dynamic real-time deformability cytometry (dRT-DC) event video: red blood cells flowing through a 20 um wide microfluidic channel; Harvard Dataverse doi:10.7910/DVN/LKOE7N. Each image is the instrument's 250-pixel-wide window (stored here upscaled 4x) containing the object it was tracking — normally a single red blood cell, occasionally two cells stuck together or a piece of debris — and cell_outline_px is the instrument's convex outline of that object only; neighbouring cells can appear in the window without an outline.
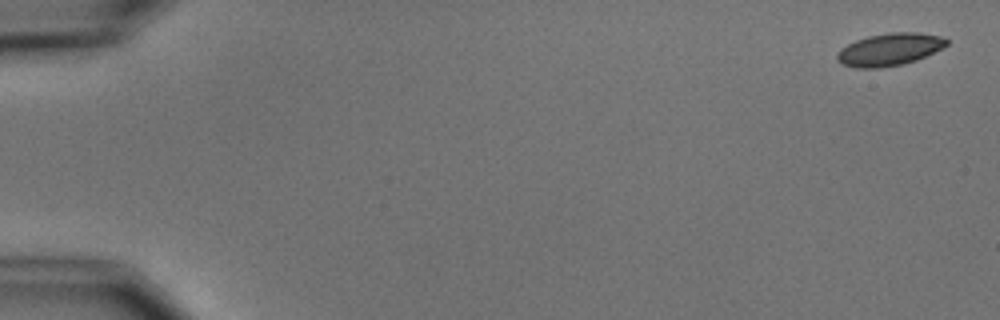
{"species": "common noctule bat (a hibernating species)", "species_latin": "Nyctalus noctula", "temperature_condition": "cold", "stored_images_in_passage": 3, "camera_frame_rate_fps": 3000, "um_per_image_px": 0.085, "animal": {"sex": "male", "body_mass_g": 15.6}, "frame": {"image": 1, "passage_image": 1, "time_ms": 0.0, "image_size_px": [1000, 320], "cell_outline_px": [[948, 44], [916, 60], [904, 64], [880, 68], [856, 68], [844, 64], [836, 60], [836, 52], [840, 48], [856, 40], [868, 36], [888, 32], [916, 32], [940, 36], [948, 40]], "centroid_in_image_um": [75.56, 4.2], "position_along_channel_um": 9.4, "area_um2": 20.63}}